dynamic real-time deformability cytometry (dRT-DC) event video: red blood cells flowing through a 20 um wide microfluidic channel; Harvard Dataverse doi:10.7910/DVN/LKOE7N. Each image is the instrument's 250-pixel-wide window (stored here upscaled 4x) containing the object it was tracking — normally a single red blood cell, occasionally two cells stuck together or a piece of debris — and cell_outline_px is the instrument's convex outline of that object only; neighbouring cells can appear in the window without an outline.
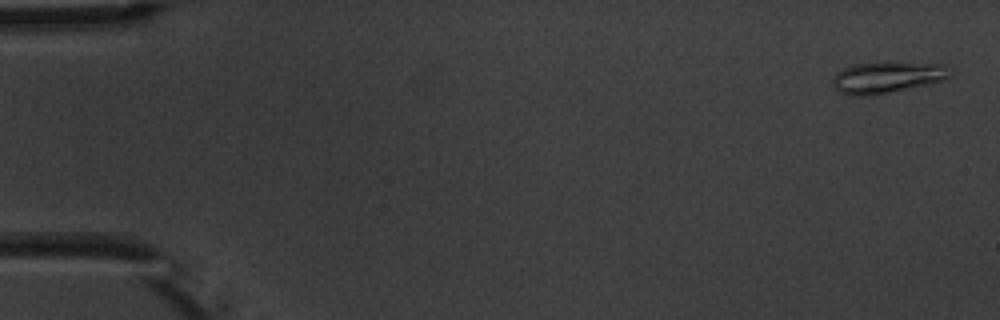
{"species": "common noctule bat (a hibernating species)", "species_latin": "Nyctalus noctula", "temperature_condition": "warm", "stored_images_in_passage": 5, "camera_frame_rate_fps": 3000, "um_per_image_px": 0.085, "animal": {"sex": "male", "body_mass_g": 20.1, "forearm_length_mm": 53.5}, "frame": {"image": 1, "passage_image": 1, "time_ms": 0.0, "image_size_px": [1000, 320], "cell_outline_px": [[948, 76], [940, 80], [872, 96], [852, 96], [840, 92], [832, 84], [832, 76], [844, 68], [852, 64], [888, 60], [944, 64]], "centroid_in_image_um": [75.29, 6.53], "position_along_channel_um": 9.7, "area_um2": 21.56}}
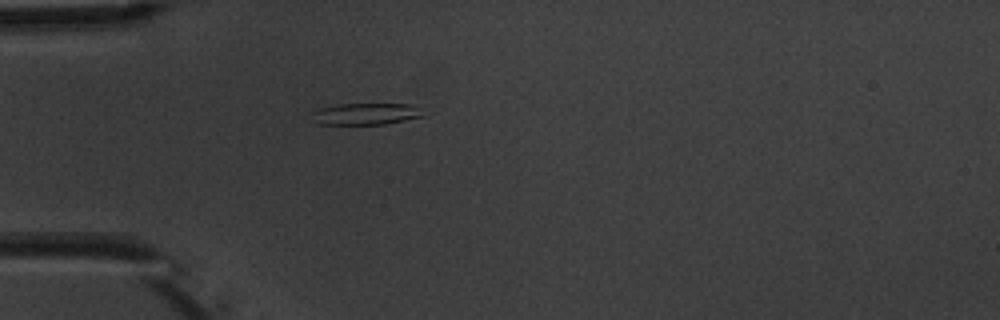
{"frame": {"image": 2, "passage_image": 5, "time_ms": 4.667, "image_size_px": [1000, 320], "cell_outline_px": [[424, 116], [384, 124], [316, 124], [312, 112], [320, 108], [336, 104], [412, 104]], "centroid_in_image_um": [31.04, 9.68], "position_along_channel_um": 54.0, "area_um2": 13.76}}